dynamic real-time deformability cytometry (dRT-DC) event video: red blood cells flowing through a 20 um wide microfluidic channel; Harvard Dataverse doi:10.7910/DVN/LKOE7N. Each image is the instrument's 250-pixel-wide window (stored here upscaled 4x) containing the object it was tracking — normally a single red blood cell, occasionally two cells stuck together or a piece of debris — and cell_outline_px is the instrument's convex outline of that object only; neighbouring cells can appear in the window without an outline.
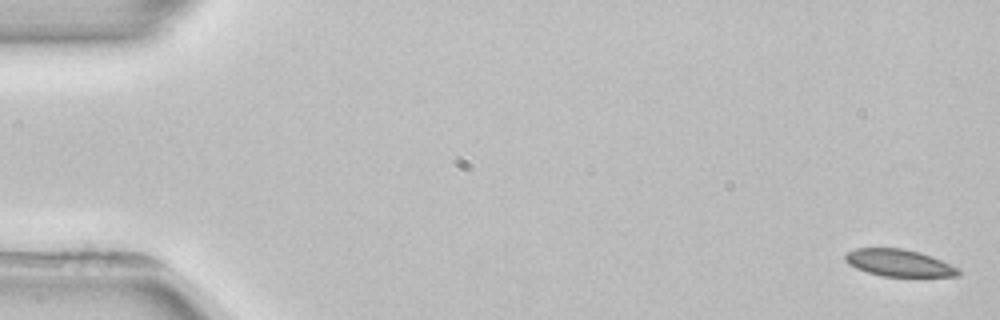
{"species": "common noctule bat (a hibernating species)", "species_latin": "Nyctalus noctula", "temperature_condition": "room temperature", "stored_images_in_passage": 3, "camera_frame_rate_fps": 3000, "um_per_image_px": 0.085, "animal": {"sex": "female", "body_mass_g": 22.7, "forearm_length_mm": 54.2}, "frame": {"image": 1, "passage_image": 1, "time_ms": 0.0, "image_size_px": [1000, 320], "cell_outline_px": [[960, 272], [956, 276], [880, 276], [856, 268], [848, 264], [844, 260], [844, 256], [848, 252], [856, 248], [904, 248], [920, 252], [932, 256], [960, 268]], "centroid_in_image_um": [76.41, 22.34], "position_along_channel_um": 8.6, "area_um2": 17.86}}